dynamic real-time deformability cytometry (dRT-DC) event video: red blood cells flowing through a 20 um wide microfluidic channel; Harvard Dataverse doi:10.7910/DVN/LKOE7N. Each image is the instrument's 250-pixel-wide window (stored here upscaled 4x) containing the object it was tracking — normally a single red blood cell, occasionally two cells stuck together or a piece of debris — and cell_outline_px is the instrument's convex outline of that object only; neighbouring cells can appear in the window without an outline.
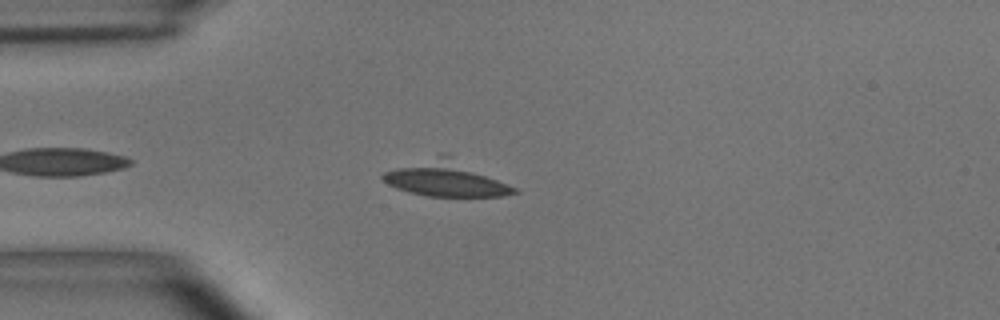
{"species": "common noctule bat (a hibernating species)", "species_latin": "Nyctalus noctula", "temperature_condition": "room temperature", "stored_images_in_passage": 34, "camera_frame_rate_fps": 3000, "um_per_image_px": 0.085, "animal": {"sex": "male", "body_mass_g": 15.6}, "frame": {"image": 1, "passage_image": 1, "time_ms": 0.0, "image_size_px": [1000, 320], "cell_outline_px": [[520, 192], [500, 196], [428, 196], [408, 192], [396, 188], [388, 184], [380, 176], [384, 172], [444, 152], [516, 188]], "centroid_in_image_um": [37.89, 15.19], "position_along_channel_um": 47.1, "area_um2": 26.47}}
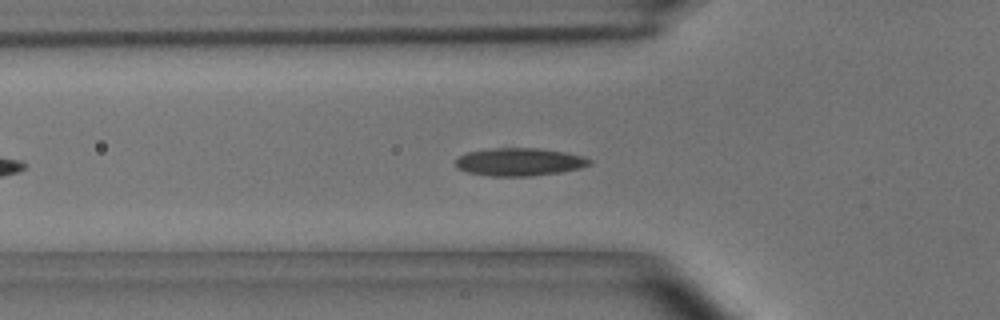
{"frame": {"image": 2, "passage_image": 5, "time_ms": 1.333, "image_size_px": [1000, 320], "cell_outline_px": [[592, 164], [580, 168], [560, 172], [532, 176], [488, 176], [468, 172], [456, 168], [456, 160], [460, 156], [468, 152], [488, 148], [540, 148], [564, 152], [580, 156], [592, 160]], "centroid_in_image_um": [44.13, 13.76], "position_along_channel_um": 81.7, "area_um2": 21.73}}
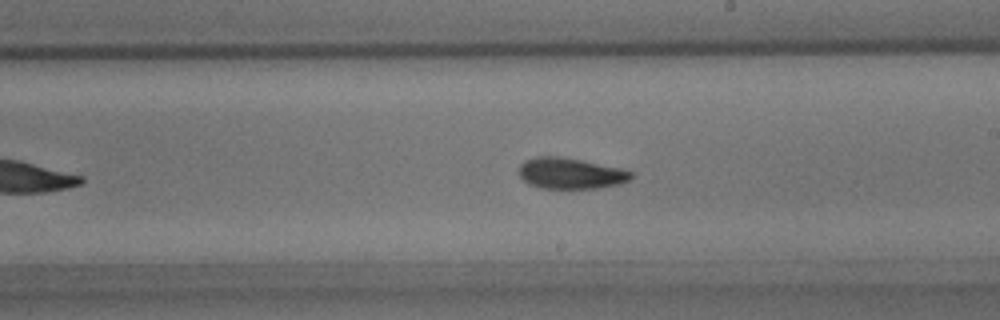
{"frame": {"image": 3, "passage_image": 18, "time_ms": 5.667, "image_size_px": [1000, 320], "cell_outline_px": [[636, 176], [632, 180], [620, 184], [596, 188], [540, 188], [528, 184], [520, 176], [520, 164], [524, 160], [536, 156], [560, 156], [620, 168], [632, 172]], "centroid_in_image_um": [48.52, 14.74], "position_along_channel_um": 240.5, "area_um2": 20.35}, "authors_computed_cell_mechanics": {"area_um2": 20.7213, "velocity_mm_per_s": 3.6467, "shape_relaxation_time_tau1_ms": 4.2391, "shape_relaxation_time_tau2_ms": 2.3284, "deformation_change_tau1": 0.1222, "deformation_change_tau2": 0.0714}}